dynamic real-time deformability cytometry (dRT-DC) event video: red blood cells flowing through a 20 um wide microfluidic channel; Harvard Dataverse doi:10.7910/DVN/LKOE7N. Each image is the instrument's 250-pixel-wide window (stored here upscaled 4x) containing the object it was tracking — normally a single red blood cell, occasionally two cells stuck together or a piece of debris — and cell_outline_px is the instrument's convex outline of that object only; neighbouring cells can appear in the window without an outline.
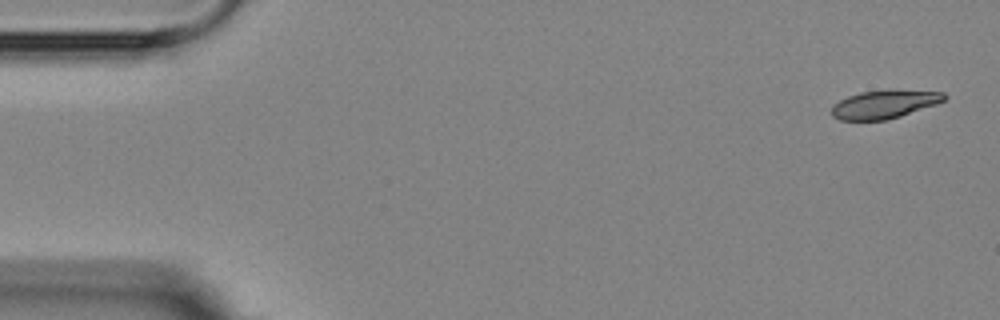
{"species": "Egyptian fruit bat (a non-hibernating species)", "species_latin": "Rousettus aegyptiacus", "temperature_condition": "room temperature", "stored_images_in_passage": 4, "camera_frame_rate_fps": 3000, "um_per_image_px": 0.085, "animal": {"sex": "female"}, "frame": {"image": 1, "passage_image": 1, "time_ms": 0.0, "image_size_px": [1000, 320], "cell_outline_px": [[948, 96], [944, 100], [936, 104], [900, 116], [884, 120], [840, 120], [832, 116], [832, 104], [848, 96], [860, 92], [892, 88], [944, 92]], "centroid_in_image_um": [75.19, 8.83], "position_along_channel_um": 9.8, "area_um2": 18.9}}
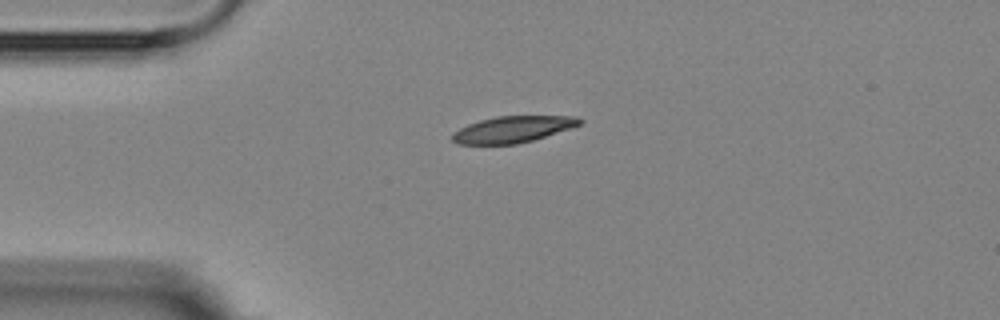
{"frame": {"image": 2, "passage_image": 4, "time_ms": 3.667, "image_size_px": [1000, 320], "cell_outline_px": [[584, 120], [580, 124], [572, 128], [532, 140], [516, 144], [456, 144], [452, 140], [452, 132], [468, 124], [480, 120], [496, 116], [576, 116]], "centroid_in_image_um": [43.58, 10.99], "position_along_channel_um": 41.4, "area_um2": 19.59}}